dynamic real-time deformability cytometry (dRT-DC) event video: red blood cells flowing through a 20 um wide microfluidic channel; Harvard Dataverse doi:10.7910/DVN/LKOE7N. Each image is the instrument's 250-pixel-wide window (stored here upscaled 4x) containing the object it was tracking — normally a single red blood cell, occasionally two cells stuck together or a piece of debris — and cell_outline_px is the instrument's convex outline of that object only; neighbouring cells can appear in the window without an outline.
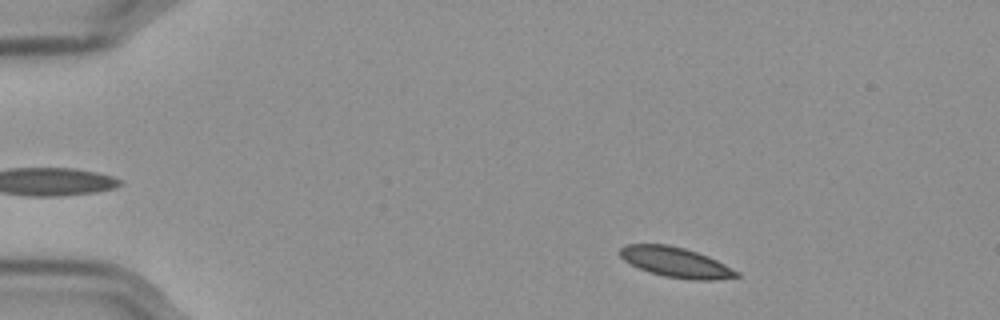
{"species": "Egyptian fruit bat (a non-hibernating species)", "species_latin": "Rousettus aegyptiacus", "temperature_condition": "cold", "stored_images_in_passage": 53, "camera_frame_rate_fps": 3000, "um_per_image_px": 0.085, "frame": {"image": 1, "passage_image": 5, "time_ms": 1.333, "image_size_px": [1000, 320], "cell_outline_px": [[740, 276], [716, 280], [692, 280], [664, 276], [648, 272], [624, 260], [620, 256], [620, 248], [624, 244], [668, 244], [684, 248], [708, 256], [740, 272]], "centroid_in_image_um": [57.45, 22.29], "position_along_channel_um": 27.6, "area_um2": 20.4}}
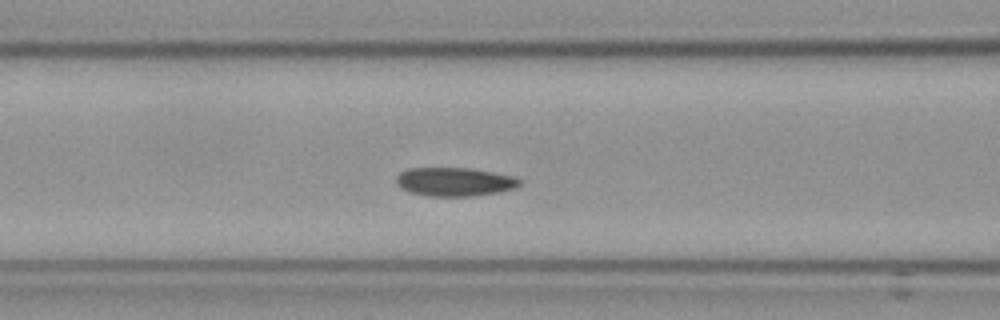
{"frame": {"image": 2, "passage_image": 20, "time_ms": 6.333, "image_size_px": [1000, 320], "cell_outline_px": [[520, 184], [516, 188], [500, 192], [472, 196], [428, 196], [412, 192], [396, 184], [396, 176], [400, 172], [408, 168], [472, 168], [512, 176], [520, 180]], "centroid_in_image_um": [38.64, 15.45], "position_along_channel_um": 128.0, "area_um2": 20.52}}
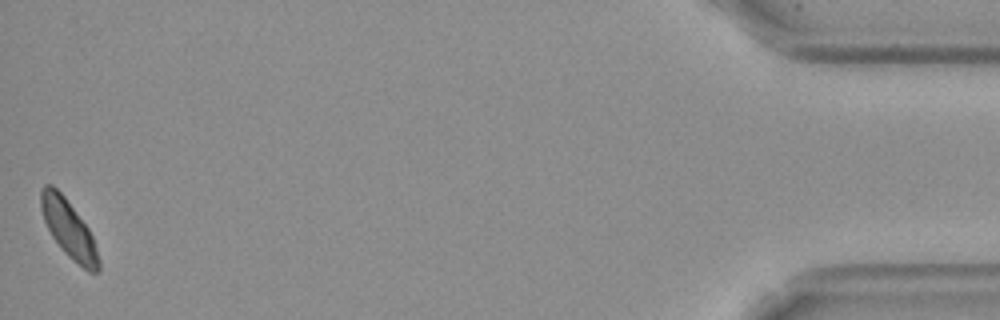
{"frame": {"image": 3, "passage_image": 53, "time_ms": 17.333, "image_size_px": [1000, 320], "cell_outline_px": [[100, 272], [88, 272], [72, 260], [60, 248], [52, 236], [44, 220], [40, 208], [40, 192], [44, 184], [52, 184], [64, 196], [88, 228], [92, 236], [100, 260]], "centroid_in_image_um": [5.84, 19.48], "position_along_channel_um": 429.4, "area_um2": 19.36}, "authors_computed_cell_mechanics": {"area_um2": 20.2878, "velocity_mm_per_s": 3.5241, "shape_relaxation_time_tau1_ms": 9.6068, "shape_relaxation_time_tau2_ms": null, "deformation_change_tau1": 0.1214, "deformation_change_tau2": null}}